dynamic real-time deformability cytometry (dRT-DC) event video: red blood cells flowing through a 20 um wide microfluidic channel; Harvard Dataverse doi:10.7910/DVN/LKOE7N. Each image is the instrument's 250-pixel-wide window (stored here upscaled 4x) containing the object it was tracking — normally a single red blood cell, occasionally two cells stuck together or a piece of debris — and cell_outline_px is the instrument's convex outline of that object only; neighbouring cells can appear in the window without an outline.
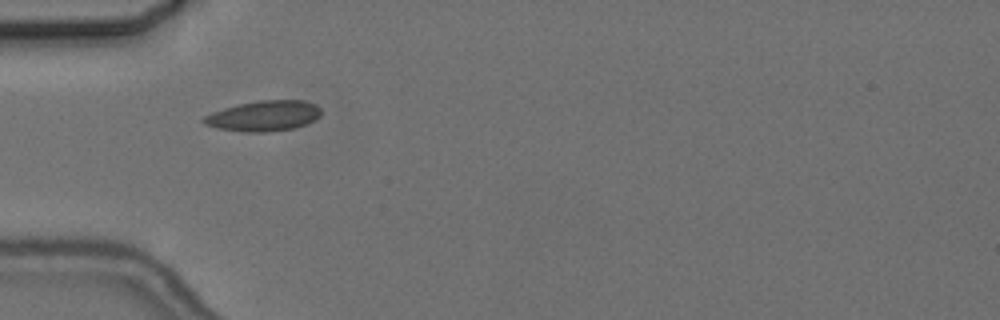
{"species": "common noctule bat (a hibernating species)", "species_latin": "Nyctalus noctula", "temperature_condition": "cold", "stored_images_in_passage": 6, "camera_frame_rate_fps": 3000, "um_per_image_px": 0.085, "animal": {"sex": "female", "body_mass_g": 24.6, "forearm_length_mm": 56.2}, "frame": {"image": 1, "passage_image": 1, "time_ms": 0.0, "image_size_px": [1000, 320], "cell_outline_px": [[320, 116], [316, 120], [308, 124], [296, 128], [268, 132], [244, 132], [216, 128], [204, 124], [200, 120], [204, 116], [212, 112], [236, 104], [256, 100], [304, 100], [316, 104], [320, 108]], "centroid_in_image_um": [22.43, 9.85], "position_along_channel_um": 62.6, "area_um2": 21.27}}
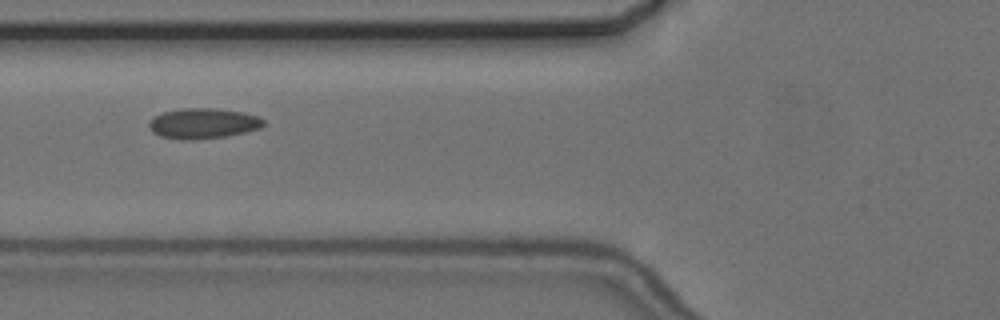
{"frame": {"image": 2, "passage_image": 2, "time_ms": 1.333, "image_size_px": [1000, 320], "cell_outline_px": [[264, 124], [260, 128], [244, 132], [224, 136], [192, 140], [180, 140], [160, 136], [152, 132], [148, 124], [148, 120], [164, 112], [180, 108], [216, 108], [244, 112], [256, 116], [264, 120]], "centroid_in_image_um": [17.23, 10.48], "position_along_channel_um": 108.6, "area_um2": 20.29}}
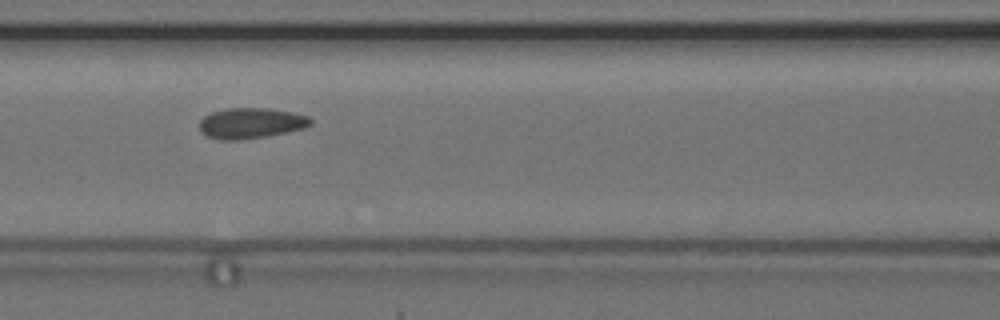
{"frame": {"image": 3, "passage_image": 3, "time_ms": 2.333, "image_size_px": [1000, 320], "cell_outline_px": [[312, 124], [304, 128], [268, 136], [240, 140], [220, 140], [208, 136], [200, 132], [200, 120], [204, 116], [212, 112], [228, 108], [268, 108], [292, 112], [308, 116], [312, 120]], "centroid_in_image_um": [21.33, 10.47], "position_along_channel_um": 145.3, "area_um2": 19.88}}